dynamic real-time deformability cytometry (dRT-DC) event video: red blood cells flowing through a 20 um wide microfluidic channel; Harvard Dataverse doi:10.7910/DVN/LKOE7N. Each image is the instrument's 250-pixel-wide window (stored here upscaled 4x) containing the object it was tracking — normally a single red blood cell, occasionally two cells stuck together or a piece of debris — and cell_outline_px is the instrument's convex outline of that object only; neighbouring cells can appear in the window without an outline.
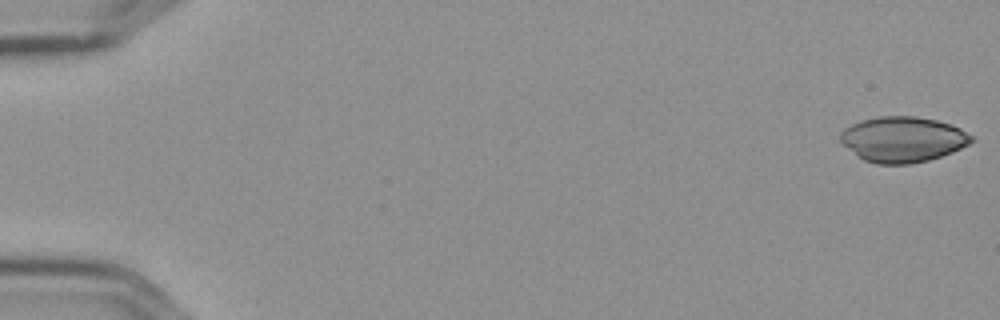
{"species": "Egyptian fruit bat (a non-hibernating species)", "species_latin": "Rousettus aegyptiacus", "temperature_condition": "cold", "stored_images_in_passage": 57, "camera_frame_rate_fps": 3000, "um_per_image_px": 0.085, "frame": {"image": 1, "passage_image": 1, "time_ms": 0.0, "image_size_px": [1000, 320], "cell_outline_px": [[976, 140], [952, 152], [928, 160], [908, 164], [876, 164], [864, 160], [856, 156], [840, 140], [840, 132], [844, 128], [860, 120], [880, 116], [916, 116], [936, 120], [952, 124], [976, 136]], "centroid_in_image_um": [76.76, 11.84], "position_along_channel_um": 8.2, "area_um2": 34.97}}
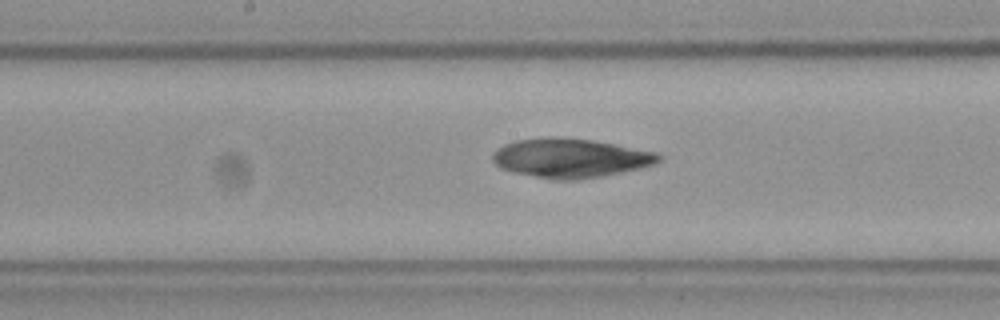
{"frame": {"image": 2, "passage_image": 30, "time_ms": 9.667, "image_size_px": [1000, 320], "cell_outline_px": [[664, 156], [660, 160], [652, 164], [640, 168], [580, 180], [552, 180], [512, 172], [500, 168], [492, 160], [492, 152], [504, 144], [516, 140], [548, 136], [552, 136], [592, 140], [616, 144], [656, 152]], "centroid_in_image_um": [48.45, 13.43], "position_along_channel_um": 199.8, "area_um2": 38.09}}
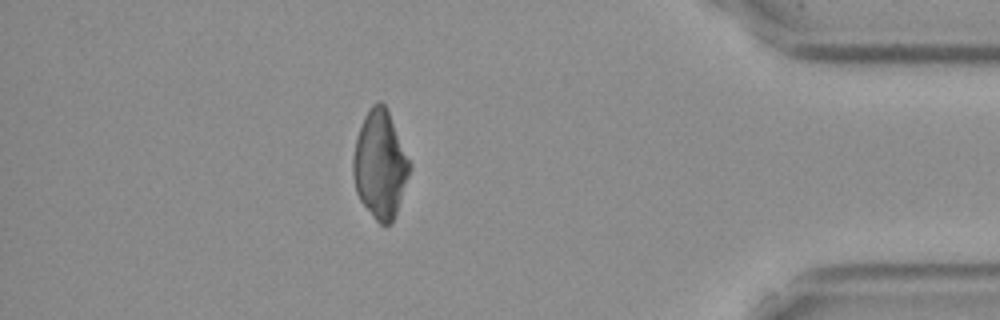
{"frame": {"image": 3, "passage_image": 50, "time_ms": 16.333, "image_size_px": [1000, 320], "cell_outline_px": [[412, 168], [392, 224], [380, 224], [372, 216], [360, 200], [356, 192], [352, 172], [352, 160], [356, 140], [364, 116], [372, 104], [380, 100], [388, 108], [412, 164]], "centroid_in_image_um": [32.32, 13.97], "position_along_channel_um": 402.9, "area_um2": 35.84}}